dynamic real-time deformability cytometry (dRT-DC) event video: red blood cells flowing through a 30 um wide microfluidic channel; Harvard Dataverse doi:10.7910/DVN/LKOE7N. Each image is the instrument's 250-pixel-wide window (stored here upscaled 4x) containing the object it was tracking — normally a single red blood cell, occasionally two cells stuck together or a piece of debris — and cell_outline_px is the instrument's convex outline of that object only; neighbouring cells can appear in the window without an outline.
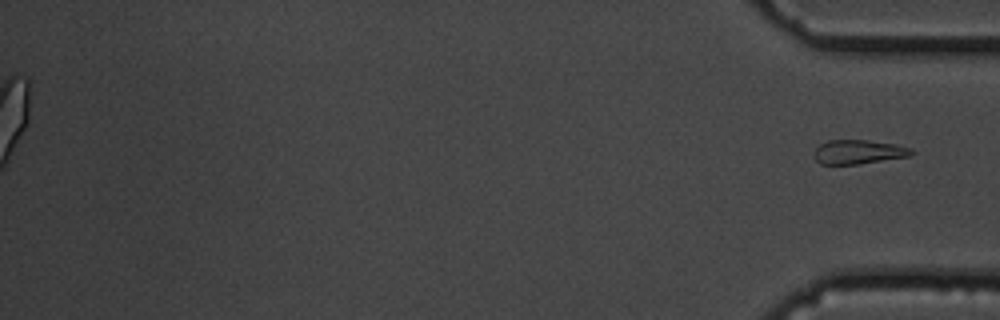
{"species": "common noctule bat (a hibernating species)", "species_latin": "Nyctalus noctula", "temperature_condition": "cold", "stored_images_in_passage": 58, "segment_of_instrument_passage": [2, 2], "camera_frame_rate_fps": 3000, "um_per_image_px": 0.085, "animal": {"sex": "male", "body_mass_g": 19.5, "forearm_length_mm": 54.6}, "frame": {"image": 1, "passage_image": 58, "time_ms": 19.0, "image_size_px": [1000, 320], "cell_outline_px": [[916, 152], [912, 156], [860, 164], [820, 164], [816, 160], [812, 152], [820, 144], [828, 140], [868, 140], [892, 144], [912, 148]], "centroid_in_image_um": [72.98, 12.92], "position_along_channel_um": 362.2, "area_um2": 13.87}}